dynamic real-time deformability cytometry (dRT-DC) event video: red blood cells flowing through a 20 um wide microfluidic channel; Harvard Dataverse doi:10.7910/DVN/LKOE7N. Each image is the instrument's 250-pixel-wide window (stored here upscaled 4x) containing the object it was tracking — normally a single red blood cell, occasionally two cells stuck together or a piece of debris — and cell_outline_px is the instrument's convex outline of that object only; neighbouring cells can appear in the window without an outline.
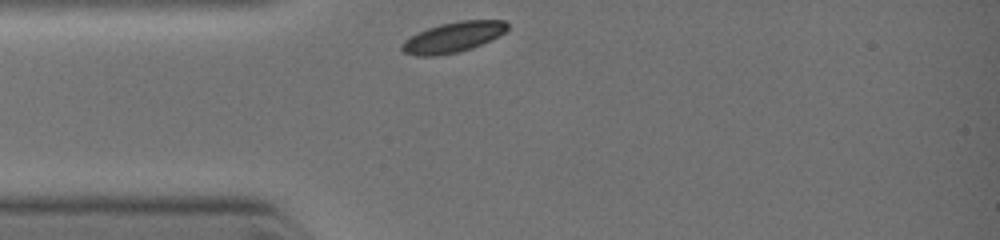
{"species": "common noctule bat (a hibernating species)", "species_latin": "Nyctalus noctula", "temperature_condition": "warm", "stored_images_in_passage": 1, "camera_frame_rate_fps": 3000, "um_per_image_px": 0.085, "animal": {"sex": "female", "body_mass_g": 19.0, "forearm_length_mm": 51.5}, "frame": {"image": 1, "passage_image": 1, "time_ms": 0.0, "image_size_px": [1000, 240], "cell_outline_px": [[508, 28], [504, 32], [472, 48], [456, 52], [432, 56], [416, 56], [404, 52], [400, 48], [404, 40], [428, 28], [440, 24], [460, 20], [504, 20], [508, 24]], "centroid_in_image_um": [38.49, 3.15], "position_along_channel_um": 46.5, "area_um2": 18.26}}